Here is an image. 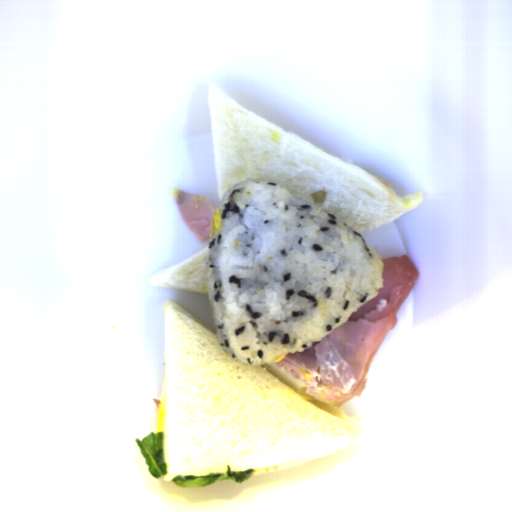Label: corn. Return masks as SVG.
<instances>
[{
	"mask_svg": "<svg viewBox=\"0 0 512 512\" xmlns=\"http://www.w3.org/2000/svg\"><path fill=\"white\" fill-rule=\"evenodd\" d=\"M221 227H222V222H221L220 211L216 210L212 214L211 233L221 230Z\"/></svg>",
	"mask_w": 512,
	"mask_h": 512,
	"instance_id": "1",
	"label": "corn"
},
{
	"mask_svg": "<svg viewBox=\"0 0 512 512\" xmlns=\"http://www.w3.org/2000/svg\"><path fill=\"white\" fill-rule=\"evenodd\" d=\"M285 357H286V354H285V355H283V356H280L279 358H277V359H276V360H274L273 362H275V363H276V362H279V361L283 360Z\"/></svg>",
	"mask_w": 512,
	"mask_h": 512,
	"instance_id": "2",
	"label": "corn"
}]
</instances>
